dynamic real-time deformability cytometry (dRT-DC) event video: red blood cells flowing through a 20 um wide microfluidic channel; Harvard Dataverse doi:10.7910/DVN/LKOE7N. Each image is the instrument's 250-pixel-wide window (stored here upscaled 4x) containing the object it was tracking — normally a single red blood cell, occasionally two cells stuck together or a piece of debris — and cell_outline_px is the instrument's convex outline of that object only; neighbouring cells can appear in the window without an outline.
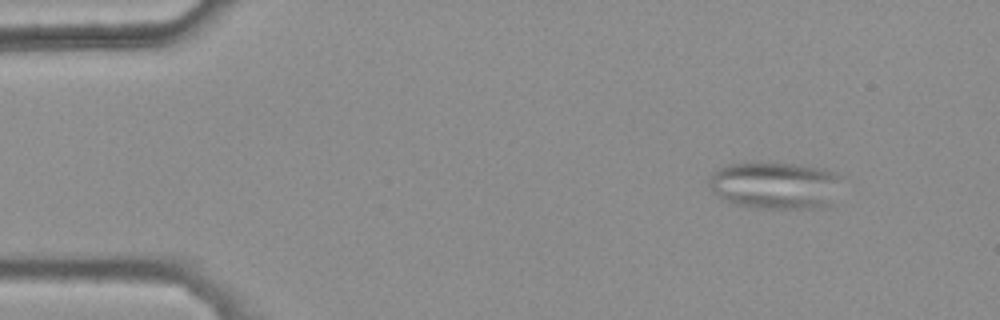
{"species": "common noctule bat (a hibernating species)", "species_latin": "Nyctalus noctula", "temperature_condition": "warm", "stored_images_in_passage": 47, "camera_frame_rate_fps": 3000, "um_per_image_px": 0.085, "animal": {"sex": "female", "body_mass_g": 25.1}, "frame": {"image": 1, "passage_image": 6, "time_ms": 1.667, "image_size_px": [1000, 320], "cell_outline_px": [[840, 176], [832, 204], [808, 208], [756, 208], [736, 204], [712, 192], [708, 184], [708, 180], [712, 172], [728, 164], [744, 160], [756, 160], [792, 164], [824, 168], [836, 172]], "centroid_in_image_um": [65.83, 15.7], "position_along_channel_um": 19.2, "area_um2": 36.99}}
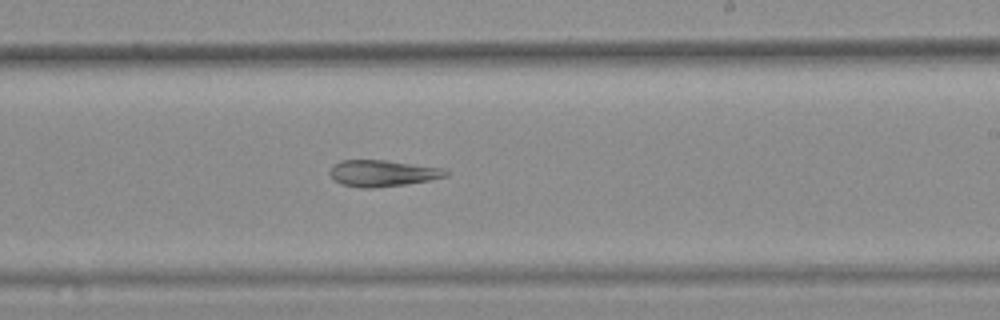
{"frame": {"image": 2, "passage_image": 32, "time_ms": 10.333, "image_size_px": [1000, 320], "cell_outline_px": [[448, 176], [428, 180], [404, 184], [372, 188], [360, 188], [340, 184], [328, 172], [340, 160], [388, 160], [448, 168]], "centroid_in_image_um": [32.57, 14.71], "position_along_channel_um": 256.4, "area_um2": 17.92}}
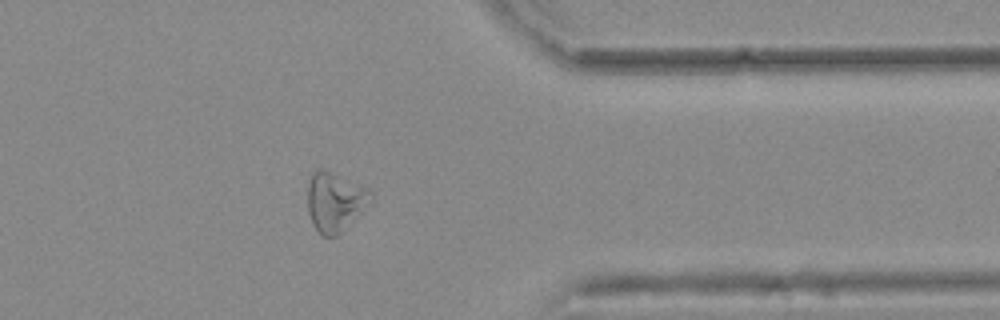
{"frame": {"image": 3, "passage_image": 43, "time_ms": 14.0, "image_size_px": [1000, 320], "cell_outline_px": [[372, 200], [336, 236], [324, 236], [312, 224], [308, 212], [308, 184], [312, 172], [316, 168], [324, 168], [368, 188], [372, 192]], "centroid_in_image_um": [28.44, 17.09], "position_along_channel_um": 383.0, "area_um2": 21.56}, "authors_computed_cell_mechanics": {"area_um2": 22.253, "velocity_mm_per_s": 3.7658, "shape_relaxation_time_tau1_ms": null, "shape_relaxation_time_tau2_ms": 7.2542, "deformation_change_tau1": null, "deformation_change_tau2": 0.184}}